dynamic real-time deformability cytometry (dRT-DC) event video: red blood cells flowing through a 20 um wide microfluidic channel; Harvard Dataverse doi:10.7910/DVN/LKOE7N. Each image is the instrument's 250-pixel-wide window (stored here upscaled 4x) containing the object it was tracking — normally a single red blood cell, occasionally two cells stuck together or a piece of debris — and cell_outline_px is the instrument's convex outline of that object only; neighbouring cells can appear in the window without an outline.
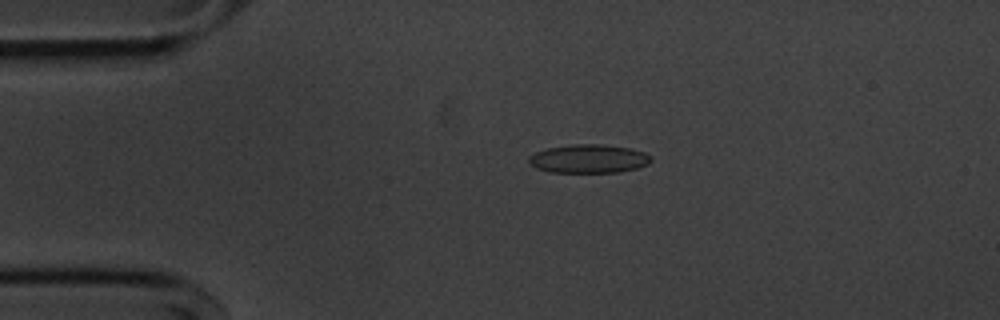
{"species": "common noctule bat (a hibernating species)", "species_latin": "Nyctalus noctula", "temperature_condition": "cold", "stored_images_in_passage": 47, "camera_frame_rate_fps": 3000, "um_per_image_px": 0.085, "animal": {"sex": "male", "body_mass_g": 20.1, "forearm_length_mm": 53.5}, "frame": {"image": 1, "passage_image": 4, "time_ms": 1.0, "image_size_px": [1000, 320], "cell_outline_px": [[652, 160], [648, 164], [636, 168], [616, 172], [552, 172], [536, 168], [528, 164], [528, 156], [536, 152], [548, 148], [568, 144], [600, 144], [628, 148], [644, 152], [652, 156]], "centroid_in_image_um": [50.01, 13.49], "position_along_channel_um": 35.0, "area_um2": 20.35}}
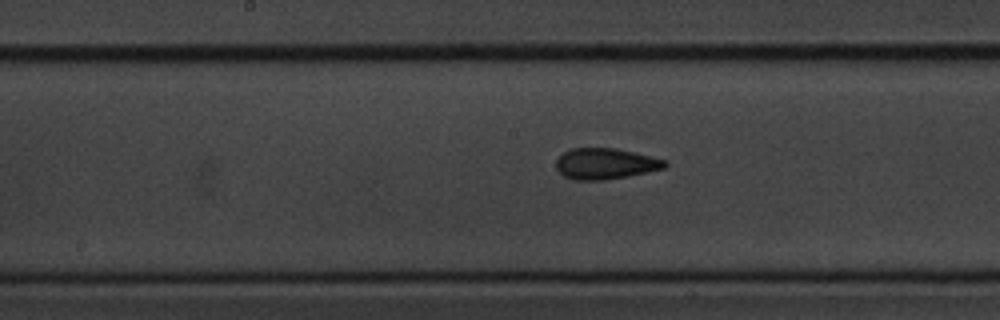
{"frame": {"image": 2, "passage_image": 20, "time_ms": 6.333, "image_size_px": [1000, 320], "cell_outline_px": [[668, 164], [664, 168], [628, 176], [604, 180], [576, 180], [564, 176], [556, 168], [556, 160], [568, 148], [616, 148], [668, 160]], "centroid_in_image_um": [51.46, 13.91], "position_along_channel_um": 196.7, "area_um2": 19.65}}
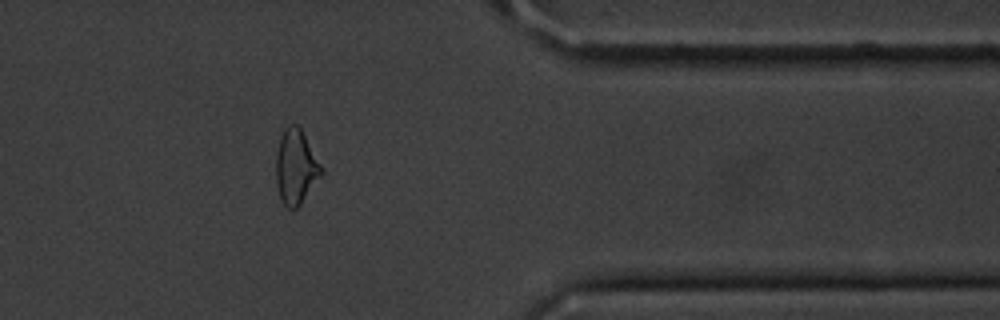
{"frame": {"image": 3, "passage_image": 37, "time_ms": 12.0, "image_size_px": [1000, 320], "cell_outline_px": [[324, 172], [300, 204], [296, 208], [288, 208], [280, 200], [276, 184], [276, 156], [280, 136], [284, 128], [288, 124], [296, 124], [300, 128], [324, 168]], "centroid_in_image_um": [25.14, 14.18], "position_along_channel_um": 386.3, "area_um2": 19.77}, "authors_computed_cell_mechanics": {"area_um2": 19.652, "velocity_mm_per_s": 3.6478, "shape_relaxation_time_tau1_ms": 6.6761, "shape_relaxation_time_tau2_ms": 1.5852, "deformation_change_tau1": 0.1405, "deformation_change_tau2": 0.0927}}